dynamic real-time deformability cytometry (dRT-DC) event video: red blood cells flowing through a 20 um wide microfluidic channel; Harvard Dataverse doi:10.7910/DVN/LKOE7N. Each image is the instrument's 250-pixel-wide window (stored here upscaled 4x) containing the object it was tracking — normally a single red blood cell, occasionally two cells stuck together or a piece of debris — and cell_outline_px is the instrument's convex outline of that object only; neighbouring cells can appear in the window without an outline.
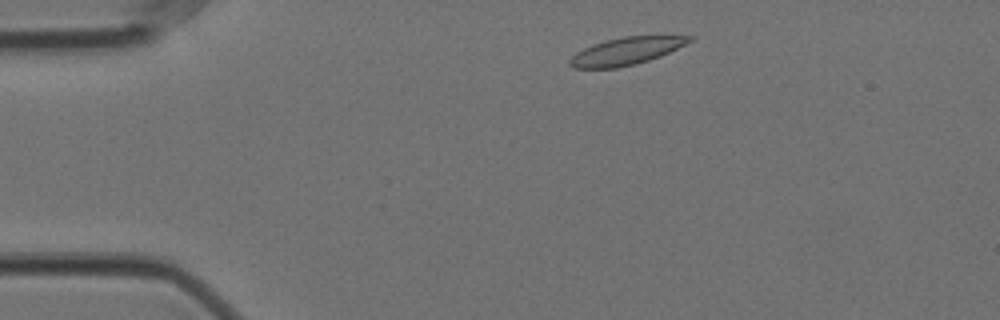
{"species": "Egyptian fruit bat (a non-hibernating species)", "species_latin": "Rousettus aegyptiacus", "temperature_condition": "cold", "stored_images_in_passage": 50, "camera_frame_rate_fps": 3000, "um_per_image_px": 0.085, "animal": {"sex": "female"}, "frame": {"image": 1, "passage_image": 3, "time_ms": 0.667, "image_size_px": [1000, 320], "cell_outline_px": [[696, 36], [692, 40], [660, 56], [636, 64], [616, 68], [572, 68], [568, 64], [568, 60], [576, 52], [592, 44], [604, 40], [624, 36]], "centroid_in_image_um": [53.16, 4.35], "position_along_channel_um": 31.8, "area_um2": 19.02}}
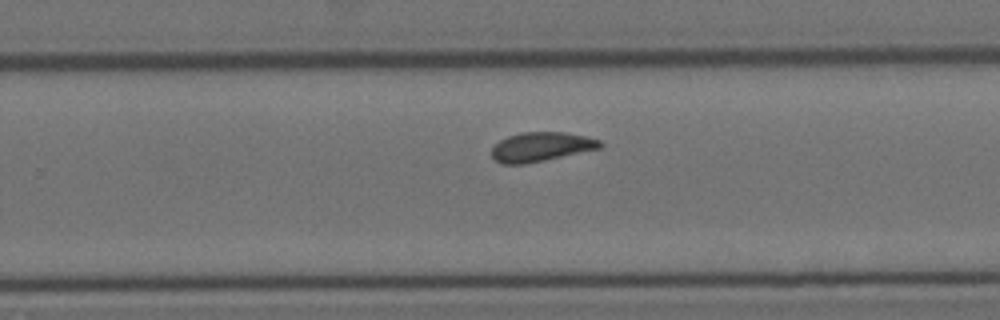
{"frame": {"image": 2, "passage_image": 29, "time_ms": 9.333, "image_size_px": [1000, 320], "cell_outline_px": [[604, 144], [600, 148], [544, 160], [524, 164], [500, 164], [492, 156], [492, 148], [500, 140], [508, 136], [524, 132], [564, 132], [588, 136], [600, 140]], "centroid_in_image_um": [46.01, 12.47], "position_along_channel_um": 283.8, "area_um2": 18.38}}
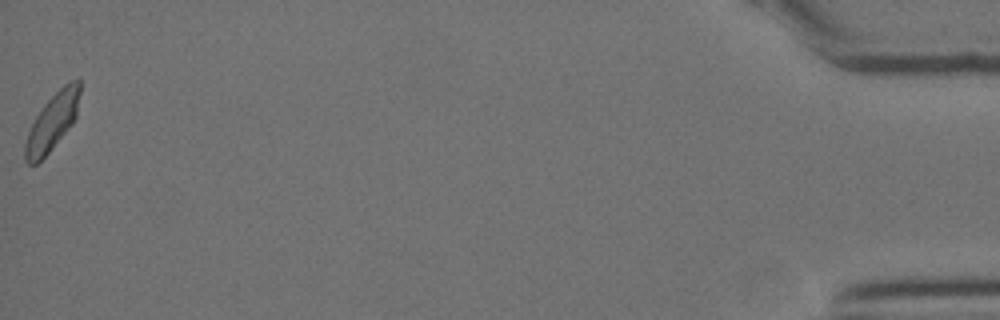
{"frame": {"image": 3, "passage_image": 50, "time_ms": 16.333, "image_size_px": [1000, 320], "cell_outline_px": [[80, 92], [76, 116], [72, 124], [48, 152], [36, 164], [28, 164], [24, 160], [24, 144], [28, 132], [36, 116], [44, 104], [64, 84], [72, 80], [80, 80]], "centroid_in_image_um": [4.43, 10.36], "position_along_channel_um": 430.8, "area_um2": 17.8}, "authors_computed_cell_mechanics": {"area_um2": 18.5538, "velocity_mm_per_s": 3.4877, "shape_relaxation_time_tau1_ms": 7.883, "shape_relaxation_time_tau2_ms": 2.0998, "deformation_change_tau1": 0.1634, "deformation_change_tau2": 0.0454}}